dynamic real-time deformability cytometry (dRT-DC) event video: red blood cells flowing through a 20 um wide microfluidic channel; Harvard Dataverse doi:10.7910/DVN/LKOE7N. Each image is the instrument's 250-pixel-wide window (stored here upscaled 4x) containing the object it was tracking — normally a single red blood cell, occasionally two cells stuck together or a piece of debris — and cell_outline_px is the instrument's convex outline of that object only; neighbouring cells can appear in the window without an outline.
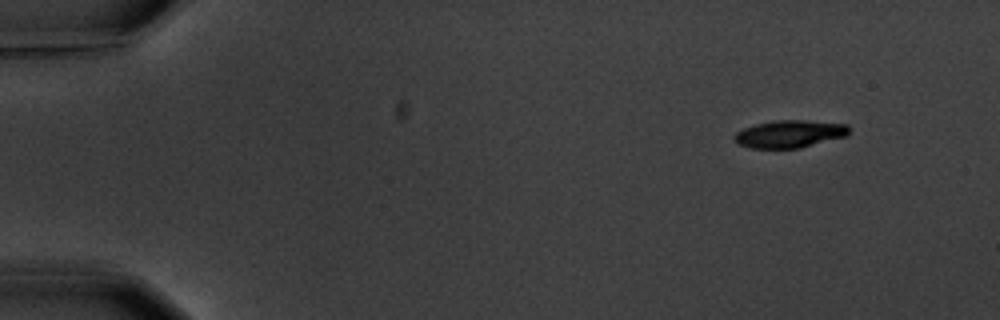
{"species": "common noctule bat (a hibernating species)", "species_latin": "Nyctalus noctula", "temperature_condition": "warm", "stored_images_in_passage": 4, "camera_frame_rate_fps": 3000, "um_per_image_px": 0.085, "animal": {"sex": "male", "body_mass_g": 20.1, "forearm_length_mm": 53.5}, "frame": {"image": 1, "passage_image": 1, "time_ms": 0.0, "image_size_px": [1000, 320], "cell_outline_px": [[848, 136], [800, 148], [748, 148], [740, 144], [732, 136], [736, 132], [744, 128], [756, 124], [776, 120], [808, 120], [848, 124]], "centroid_in_image_um": [67.14, 11.38], "position_along_channel_um": 17.9, "area_um2": 18.44}}
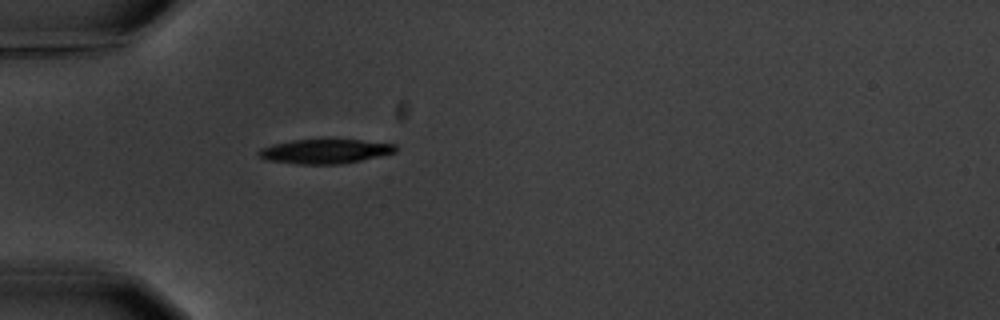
{"frame": {"image": 2, "passage_image": 4, "time_ms": 4.0, "image_size_px": [1000, 320], "cell_outline_px": [[396, 152], [380, 156], [340, 164], [296, 164], [264, 160], [256, 156], [256, 152], [260, 148], [272, 144], [292, 140], [360, 140], [396, 144]], "centroid_in_image_um": [27.55, 12.87], "position_along_channel_um": 57.5, "area_um2": 19.54}}